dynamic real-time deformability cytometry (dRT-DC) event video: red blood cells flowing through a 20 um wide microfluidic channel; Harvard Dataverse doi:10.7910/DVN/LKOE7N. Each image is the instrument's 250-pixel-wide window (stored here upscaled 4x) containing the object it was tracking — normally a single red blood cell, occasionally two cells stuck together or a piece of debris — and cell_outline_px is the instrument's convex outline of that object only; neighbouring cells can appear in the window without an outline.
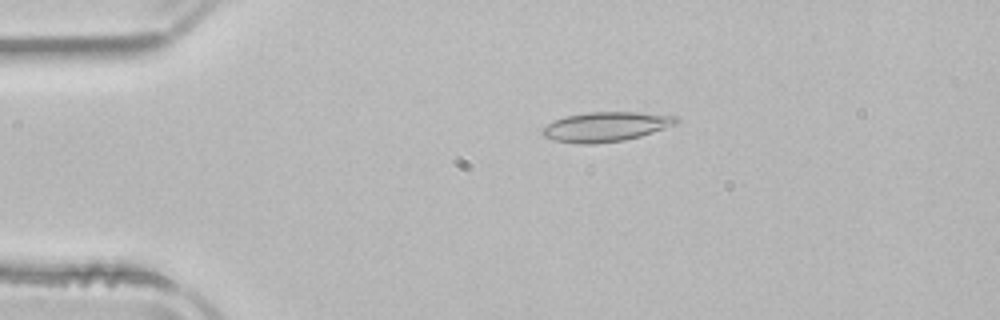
{"species": "common noctule bat (a hibernating species)", "species_latin": "Nyctalus noctula", "temperature_condition": "room temperature", "stored_images_in_passage": 48, "camera_frame_rate_fps": 3000, "um_per_image_px": 0.085, "animal": {"sex": "male", "body_mass_g": 21.5, "forearm_length_mm": 52.0}, "frame": {"image": 1, "passage_image": 7, "time_ms": 2.0, "image_size_px": [1000, 320], "cell_outline_px": [[676, 124], [640, 136], [624, 140], [592, 144], [580, 144], [552, 140], [544, 136], [540, 132], [548, 124], [556, 120], [568, 116], [588, 112], [636, 112], [676, 116]], "centroid_in_image_um": [51.46, 10.78], "position_along_channel_um": 33.5, "area_um2": 22.72}}
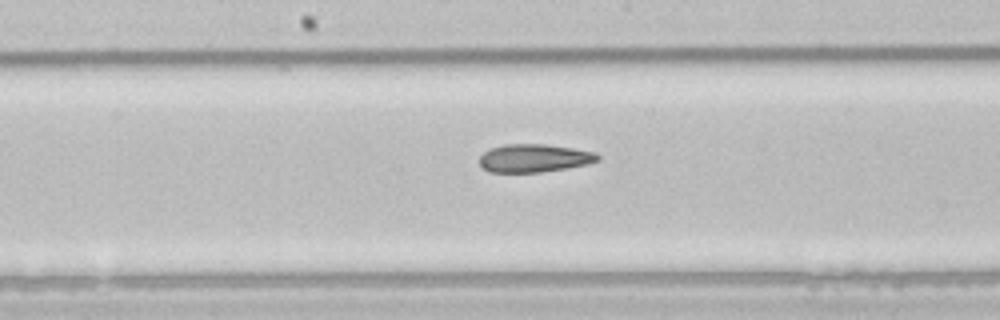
{"frame": {"image": 2, "passage_image": 23, "time_ms": 7.333, "image_size_px": [1000, 320], "cell_outline_px": [[600, 160], [588, 164], [540, 172], [488, 172], [480, 164], [480, 156], [484, 152], [492, 148], [504, 144], [544, 144], [572, 148], [596, 152], [600, 156]], "centroid_in_image_um": [45.42, 13.44], "position_along_channel_um": 202.8, "area_um2": 19.25}}
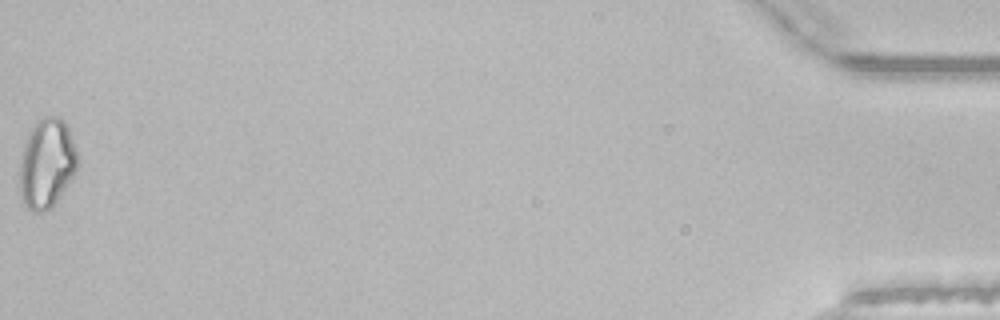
{"frame": {"image": 3, "passage_image": 48, "time_ms": 15.667, "image_size_px": [1000, 320], "cell_outline_px": [[76, 168], [72, 176], [56, 200], [44, 212], [32, 212], [28, 208], [20, 192], [20, 160], [24, 144], [36, 120], [44, 116], [60, 116], [64, 120], [68, 128], [76, 152]], "centroid_in_image_um": [3.95, 13.85], "position_along_channel_um": 431.3, "area_um2": 29.42}, "authors_computed_cell_mechanics": {"area_um2": 21.2704, "velocity_mm_per_s": 3.9669, "shape_relaxation_time_tau1_ms": null, "shape_relaxation_time_tau2_ms": 5.2682, "deformation_change_tau1": null, "deformation_change_tau2": 0.1484}}